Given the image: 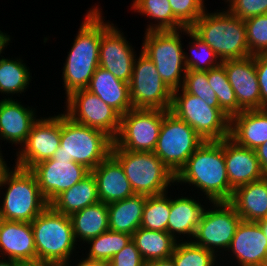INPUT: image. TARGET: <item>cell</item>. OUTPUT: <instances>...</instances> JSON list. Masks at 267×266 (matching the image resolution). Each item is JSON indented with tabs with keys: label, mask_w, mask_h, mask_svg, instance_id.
Listing matches in <instances>:
<instances>
[{
	"label": "cell",
	"mask_w": 267,
	"mask_h": 266,
	"mask_svg": "<svg viewBox=\"0 0 267 266\" xmlns=\"http://www.w3.org/2000/svg\"><path fill=\"white\" fill-rule=\"evenodd\" d=\"M94 5L87 10L78 28L73 45L63 63L62 79L65 96L86 89L99 67V48L103 32L112 24L105 21L102 7ZM105 21V22H104Z\"/></svg>",
	"instance_id": "obj_1"
},
{
	"label": "cell",
	"mask_w": 267,
	"mask_h": 266,
	"mask_svg": "<svg viewBox=\"0 0 267 266\" xmlns=\"http://www.w3.org/2000/svg\"><path fill=\"white\" fill-rule=\"evenodd\" d=\"M194 187L206 202H229L234 189L230 186L225 159L224 139L205 141L175 175V184ZM200 190V192H199ZM209 200V201H208Z\"/></svg>",
	"instance_id": "obj_2"
},
{
	"label": "cell",
	"mask_w": 267,
	"mask_h": 266,
	"mask_svg": "<svg viewBox=\"0 0 267 266\" xmlns=\"http://www.w3.org/2000/svg\"><path fill=\"white\" fill-rule=\"evenodd\" d=\"M190 29L210 46L221 61L251 56L244 20L225 8L215 12L206 9Z\"/></svg>",
	"instance_id": "obj_3"
},
{
	"label": "cell",
	"mask_w": 267,
	"mask_h": 266,
	"mask_svg": "<svg viewBox=\"0 0 267 266\" xmlns=\"http://www.w3.org/2000/svg\"><path fill=\"white\" fill-rule=\"evenodd\" d=\"M12 166L0 183V191L5 190L0 192L3 198H0V219L31 223L49 203L42 195L35 175L30 170Z\"/></svg>",
	"instance_id": "obj_4"
},
{
	"label": "cell",
	"mask_w": 267,
	"mask_h": 266,
	"mask_svg": "<svg viewBox=\"0 0 267 266\" xmlns=\"http://www.w3.org/2000/svg\"><path fill=\"white\" fill-rule=\"evenodd\" d=\"M31 227L37 261L48 264L69 263L77 256L76 249L81 247L75 240L68 215L58 213L48 206L31 222Z\"/></svg>",
	"instance_id": "obj_5"
},
{
	"label": "cell",
	"mask_w": 267,
	"mask_h": 266,
	"mask_svg": "<svg viewBox=\"0 0 267 266\" xmlns=\"http://www.w3.org/2000/svg\"><path fill=\"white\" fill-rule=\"evenodd\" d=\"M112 144L103 131L78 124L61 112L60 146L52 159H68L92 171L111 153Z\"/></svg>",
	"instance_id": "obj_6"
},
{
	"label": "cell",
	"mask_w": 267,
	"mask_h": 266,
	"mask_svg": "<svg viewBox=\"0 0 267 266\" xmlns=\"http://www.w3.org/2000/svg\"><path fill=\"white\" fill-rule=\"evenodd\" d=\"M182 34L186 35V27L145 32L140 48L154 63L160 77L172 91L182 87L187 71Z\"/></svg>",
	"instance_id": "obj_7"
},
{
	"label": "cell",
	"mask_w": 267,
	"mask_h": 266,
	"mask_svg": "<svg viewBox=\"0 0 267 266\" xmlns=\"http://www.w3.org/2000/svg\"><path fill=\"white\" fill-rule=\"evenodd\" d=\"M111 154L122 165L135 194L152 196L173 190L175 175L154 152L111 148Z\"/></svg>",
	"instance_id": "obj_8"
},
{
	"label": "cell",
	"mask_w": 267,
	"mask_h": 266,
	"mask_svg": "<svg viewBox=\"0 0 267 266\" xmlns=\"http://www.w3.org/2000/svg\"><path fill=\"white\" fill-rule=\"evenodd\" d=\"M170 112L188 123L204 141H220L230 135V117L182 88L173 91Z\"/></svg>",
	"instance_id": "obj_9"
},
{
	"label": "cell",
	"mask_w": 267,
	"mask_h": 266,
	"mask_svg": "<svg viewBox=\"0 0 267 266\" xmlns=\"http://www.w3.org/2000/svg\"><path fill=\"white\" fill-rule=\"evenodd\" d=\"M204 142L188 123L163 110V121L153 152L174 175Z\"/></svg>",
	"instance_id": "obj_10"
},
{
	"label": "cell",
	"mask_w": 267,
	"mask_h": 266,
	"mask_svg": "<svg viewBox=\"0 0 267 266\" xmlns=\"http://www.w3.org/2000/svg\"><path fill=\"white\" fill-rule=\"evenodd\" d=\"M209 206L202 213L192 242L220 259V253L226 254L242 219L229 202H209Z\"/></svg>",
	"instance_id": "obj_11"
},
{
	"label": "cell",
	"mask_w": 267,
	"mask_h": 266,
	"mask_svg": "<svg viewBox=\"0 0 267 266\" xmlns=\"http://www.w3.org/2000/svg\"><path fill=\"white\" fill-rule=\"evenodd\" d=\"M138 54L129 82L133 108L170 111L173 91L162 80L154 63L142 51Z\"/></svg>",
	"instance_id": "obj_12"
},
{
	"label": "cell",
	"mask_w": 267,
	"mask_h": 266,
	"mask_svg": "<svg viewBox=\"0 0 267 266\" xmlns=\"http://www.w3.org/2000/svg\"><path fill=\"white\" fill-rule=\"evenodd\" d=\"M163 121V110L132 108L121 116L120 128L111 148L153 152Z\"/></svg>",
	"instance_id": "obj_13"
},
{
	"label": "cell",
	"mask_w": 267,
	"mask_h": 266,
	"mask_svg": "<svg viewBox=\"0 0 267 266\" xmlns=\"http://www.w3.org/2000/svg\"><path fill=\"white\" fill-rule=\"evenodd\" d=\"M63 113L72 121L98 129L114 140L119 132L121 115L87 89H80L65 97Z\"/></svg>",
	"instance_id": "obj_14"
},
{
	"label": "cell",
	"mask_w": 267,
	"mask_h": 266,
	"mask_svg": "<svg viewBox=\"0 0 267 266\" xmlns=\"http://www.w3.org/2000/svg\"><path fill=\"white\" fill-rule=\"evenodd\" d=\"M61 140V113L39 117L25 143L15 150V166L30 170L34 165L51 159Z\"/></svg>",
	"instance_id": "obj_15"
},
{
	"label": "cell",
	"mask_w": 267,
	"mask_h": 266,
	"mask_svg": "<svg viewBox=\"0 0 267 266\" xmlns=\"http://www.w3.org/2000/svg\"><path fill=\"white\" fill-rule=\"evenodd\" d=\"M30 171L35 175L39 189L48 203L91 173L85 166L74 161L52 158L34 165Z\"/></svg>",
	"instance_id": "obj_16"
},
{
	"label": "cell",
	"mask_w": 267,
	"mask_h": 266,
	"mask_svg": "<svg viewBox=\"0 0 267 266\" xmlns=\"http://www.w3.org/2000/svg\"><path fill=\"white\" fill-rule=\"evenodd\" d=\"M134 48L120 28L112 22L101 36L99 66L111 72L117 79L129 83L137 56Z\"/></svg>",
	"instance_id": "obj_17"
},
{
	"label": "cell",
	"mask_w": 267,
	"mask_h": 266,
	"mask_svg": "<svg viewBox=\"0 0 267 266\" xmlns=\"http://www.w3.org/2000/svg\"><path fill=\"white\" fill-rule=\"evenodd\" d=\"M226 253L235 266H267V237L260 224L241 220Z\"/></svg>",
	"instance_id": "obj_18"
},
{
	"label": "cell",
	"mask_w": 267,
	"mask_h": 266,
	"mask_svg": "<svg viewBox=\"0 0 267 266\" xmlns=\"http://www.w3.org/2000/svg\"><path fill=\"white\" fill-rule=\"evenodd\" d=\"M228 81L238 105L243 110L261 109L260 88L255 69L254 55L243 59L222 61Z\"/></svg>",
	"instance_id": "obj_19"
},
{
	"label": "cell",
	"mask_w": 267,
	"mask_h": 266,
	"mask_svg": "<svg viewBox=\"0 0 267 266\" xmlns=\"http://www.w3.org/2000/svg\"><path fill=\"white\" fill-rule=\"evenodd\" d=\"M16 100V101H15ZM17 99L0 100V140L19 148L25 143L33 124L39 119L37 109ZM38 117V118H37Z\"/></svg>",
	"instance_id": "obj_20"
},
{
	"label": "cell",
	"mask_w": 267,
	"mask_h": 266,
	"mask_svg": "<svg viewBox=\"0 0 267 266\" xmlns=\"http://www.w3.org/2000/svg\"><path fill=\"white\" fill-rule=\"evenodd\" d=\"M0 257L19 263L37 261L30 222L0 219Z\"/></svg>",
	"instance_id": "obj_21"
},
{
	"label": "cell",
	"mask_w": 267,
	"mask_h": 266,
	"mask_svg": "<svg viewBox=\"0 0 267 266\" xmlns=\"http://www.w3.org/2000/svg\"><path fill=\"white\" fill-rule=\"evenodd\" d=\"M224 159L229 184L233 189L265 177L255 150L239 146L229 137L224 139Z\"/></svg>",
	"instance_id": "obj_22"
},
{
	"label": "cell",
	"mask_w": 267,
	"mask_h": 266,
	"mask_svg": "<svg viewBox=\"0 0 267 266\" xmlns=\"http://www.w3.org/2000/svg\"><path fill=\"white\" fill-rule=\"evenodd\" d=\"M91 173L100 202L108 204L135 195L122 165L111 153Z\"/></svg>",
	"instance_id": "obj_23"
},
{
	"label": "cell",
	"mask_w": 267,
	"mask_h": 266,
	"mask_svg": "<svg viewBox=\"0 0 267 266\" xmlns=\"http://www.w3.org/2000/svg\"><path fill=\"white\" fill-rule=\"evenodd\" d=\"M181 195L178 194L175 198L171 195L168 233L177 242L184 240L192 241L202 213L207 206L201 204L202 202L199 201V197L196 198L195 195L193 197Z\"/></svg>",
	"instance_id": "obj_24"
},
{
	"label": "cell",
	"mask_w": 267,
	"mask_h": 266,
	"mask_svg": "<svg viewBox=\"0 0 267 266\" xmlns=\"http://www.w3.org/2000/svg\"><path fill=\"white\" fill-rule=\"evenodd\" d=\"M229 138L253 150L264 144L267 141V108L243 110L232 116Z\"/></svg>",
	"instance_id": "obj_25"
},
{
	"label": "cell",
	"mask_w": 267,
	"mask_h": 266,
	"mask_svg": "<svg viewBox=\"0 0 267 266\" xmlns=\"http://www.w3.org/2000/svg\"><path fill=\"white\" fill-rule=\"evenodd\" d=\"M229 203L243 221L267 219V177L234 189Z\"/></svg>",
	"instance_id": "obj_26"
},
{
	"label": "cell",
	"mask_w": 267,
	"mask_h": 266,
	"mask_svg": "<svg viewBox=\"0 0 267 266\" xmlns=\"http://www.w3.org/2000/svg\"><path fill=\"white\" fill-rule=\"evenodd\" d=\"M86 89L97 95L121 116L133 108L129 83L117 79L111 72L100 66L96 69Z\"/></svg>",
	"instance_id": "obj_27"
},
{
	"label": "cell",
	"mask_w": 267,
	"mask_h": 266,
	"mask_svg": "<svg viewBox=\"0 0 267 266\" xmlns=\"http://www.w3.org/2000/svg\"><path fill=\"white\" fill-rule=\"evenodd\" d=\"M99 201L97 183L90 173L83 180L56 196L49 206L58 213L70 216Z\"/></svg>",
	"instance_id": "obj_28"
},
{
	"label": "cell",
	"mask_w": 267,
	"mask_h": 266,
	"mask_svg": "<svg viewBox=\"0 0 267 266\" xmlns=\"http://www.w3.org/2000/svg\"><path fill=\"white\" fill-rule=\"evenodd\" d=\"M145 203L146 196L138 194L108 203L109 229L132 235L141 225Z\"/></svg>",
	"instance_id": "obj_29"
},
{
	"label": "cell",
	"mask_w": 267,
	"mask_h": 266,
	"mask_svg": "<svg viewBox=\"0 0 267 266\" xmlns=\"http://www.w3.org/2000/svg\"><path fill=\"white\" fill-rule=\"evenodd\" d=\"M76 242L82 245L89 239L97 237L109 230L108 207L106 203L98 202L77 211L70 216Z\"/></svg>",
	"instance_id": "obj_30"
},
{
	"label": "cell",
	"mask_w": 267,
	"mask_h": 266,
	"mask_svg": "<svg viewBox=\"0 0 267 266\" xmlns=\"http://www.w3.org/2000/svg\"><path fill=\"white\" fill-rule=\"evenodd\" d=\"M132 241L146 263L169 259L178 243L168 232L147 230L142 227L132 234Z\"/></svg>",
	"instance_id": "obj_31"
},
{
	"label": "cell",
	"mask_w": 267,
	"mask_h": 266,
	"mask_svg": "<svg viewBox=\"0 0 267 266\" xmlns=\"http://www.w3.org/2000/svg\"><path fill=\"white\" fill-rule=\"evenodd\" d=\"M21 58L15 56L14 58L4 56L0 58V94H4V99H14L15 94L18 97L22 93L24 95L32 83L30 68Z\"/></svg>",
	"instance_id": "obj_32"
},
{
	"label": "cell",
	"mask_w": 267,
	"mask_h": 266,
	"mask_svg": "<svg viewBox=\"0 0 267 266\" xmlns=\"http://www.w3.org/2000/svg\"><path fill=\"white\" fill-rule=\"evenodd\" d=\"M130 9L149 18L144 32L179 30L185 26L174 16L168 0H133ZM151 18V19H150Z\"/></svg>",
	"instance_id": "obj_33"
},
{
	"label": "cell",
	"mask_w": 267,
	"mask_h": 266,
	"mask_svg": "<svg viewBox=\"0 0 267 266\" xmlns=\"http://www.w3.org/2000/svg\"><path fill=\"white\" fill-rule=\"evenodd\" d=\"M132 240V235L108 230L89 239L84 245L89 249L82 255L89 260L109 262L113 256ZM90 245V246H89ZM89 246V247H88Z\"/></svg>",
	"instance_id": "obj_34"
},
{
	"label": "cell",
	"mask_w": 267,
	"mask_h": 266,
	"mask_svg": "<svg viewBox=\"0 0 267 266\" xmlns=\"http://www.w3.org/2000/svg\"><path fill=\"white\" fill-rule=\"evenodd\" d=\"M186 35L191 39L187 44L189 54L184 50L187 70L208 71L222 64V61L210 46L200 39L190 28L186 27Z\"/></svg>",
	"instance_id": "obj_35"
},
{
	"label": "cell",
	"mask_w": 267,
	"mask_h": 266,
	"mask_svg": "<svg viewBox=\"0 0 267 266\" xmlns=\"http://www.w3.org/2000/svg\"><path fill=\"white\" fill-rule=\"evenodd\" d=\"M158 195L146 196L143 217L140 227L168 232V221L171 207V191ZM170 195V197H168Z\"/></svg>",
	"instance_id": "obj_36"
},
{
	"label": "cell",
	"mask_w": 267,
	"mask_h": 266,
	"mask_svg": "<svg viewBox=\"0 0 267 266\" xmlns=\"http://www.w3.org/2000/svg\"><path fill=\"white\" fill-rule=\"evenodd\" d=\"M208 83L215 92L220 109L228 116L239 114L243 109L238 105L235 92L230 85L225 67L221 64L207 71Z\"/></svg>",
	"instance_id": "obj_37"
},
{
	"label": "cell",
	"mask_w": 267,
	"mask_h": 266,
	"mask_svg": "<svg viewBox=\"0 0 267 266\" xmlns=\"http://www.w3.org/2000/svg\"><path fill=\"white\" fill-rule=\"evenodd\" d=\"M170 258L176 266H221L220 260L223 261L222 266H225V257L219 259L213 252L192 241H179Z\"/></svg>",
	"instance_id": "obj_38"
},
{
	"label": "cell",
	"mask_w": 267,
	"mask_h": 266,
	"mask_svg": "<svg viewBox=\"0 0 267 266\" xmlns=\"http://www.w3.org/2000/svg\"><path fill=\"white\" fill-rule=\"evenodd\" d=\"M181 88L189 94L198 96L208 106L220 108L216 94L208 83L207 71L187 70Z\"/></svg>",
	"instance_id": "obj_39"
},
{
	"label": "cell",
	"mask_w": 267,
	"mask_h": 266,
	"mask_svg": "<svg viewBox=\"0 0 267 266\" xmlns=\"http://www.w3.org/2000/svg\"><path fill=\"white\" fill-rule=\"evenodd\" d=\"M244 23L250 55L267 54V15L251 17Z\"/></svg>",
	"instance_id": "obj_40"
},
{
	"label": "cell",
	"mask_w": 267,
	"mask_h": 266,
	"mask_svg": "<svg viewBox=\"0 0 267 266\" xmlns=\"http://www.w3.org/2000/svg\"><path fill=\"white\" fill-rule=\"evenodd\" d=\"M174 16L190 28L207 9L205 0H168Z\"/></svg>",
	"instance_id": "obj_41"
},
{
	"label": "cell",
	"mask_w": 267,
	"mask_h": 266,
	"mask_svg": "<svg viewBox=\"0 0 267 266\" xmlns=\"http://www.w3.org/2000/svg\"><path fill=\"white\" fill-rule=\"evenodd\" d=\"M225 7L231 14L241 18L249 19L267 12V0H229Z\"/></svg>",
	"instance_id": "obj_42"
},
{
	"label": "cell",
	"mask_w": 267,
	"mask_h": 266,
	"mask_svg": "<svg viewBox=\"0 0 267 266\" xmlns=\"http://www.w3.org/2000/svg\"><path fill=\"white\" fill-rule=\"evenodd\" d=\"M109 266H146L135 243L131 240L108 262Z\"/></svg>",
	"instance_id": "obj_43"
},
{
	"label": "cell",
	"mask_w": 267,
	"mask_h": 266,
	"mask_svg": "<svg viewBox=\"0 0 267 266\" xmlns=\"http://www.w3.org/2000/svg\"><path fill=\"white\" fill-rule=\"evenodd\" d=\"M255 69L260 88L261 109L267 108V54L254 55Z\"/></svg>",
	"instance_id": "obj_44"
},
{
	"label": "cell",
	"mask_w": 267,
	"mask_h": 266,
	"mask_svg": "<svg viewBox=\"0 0 267 266\" xmlns=\"http://www.w3.org/2000/svg\"><path fill=\"white\" fill-rule=\"evenodd\" d=\"M255 150L258 157L261 170L265 177H267V141L264 144L258 146Z\"/></svg>",
	"instance_id": "obj_45"
},
{
	"label": "cell",
	"mask_w": 267,
	"mask_h": 266,
	"mask_svg": "<svg viewBox=\"0 0 267 266\" xmlns=\"http://www.w3.org/2000/svg\"><path fill=\"white\" fill-rule=\"evenodd\" d=\"M77 258H79V259H77ZM74 259L75 258H73L72 261H70L68 263L70 266H109L108 262L97 261V260H89V259H86L84 256L82 258H80L79 256L76 257L77 261H76V259L75 260Z\"/></svg>",
	"instance_id": "obj_46"
},
{
	"label": "cell",
	"mask_w": 267,
	"mask_h": 266,
	"mask_svg": "<svg viewBox=\"0 0 267 266\" xmlns=\"http://www.w3.org/2000/svg\"><path fill=\"white\" fill-rule=\"evenodd\" d=\"M10 41L11 36L8 35V33L2 32L0 30V58L2 57V53H4V50L7 49V46L10 45Z\"/></svg>",
	"instance_id": "obj_47"
},
{
	"label": "cell",
	"mask_w": 267,
	"mask_h": 266,
	"mask_svg": "<svg viewBox=\"0 0 267 266\" xmlns=\"http://www.w3.org/2000/svg\"><path fill=\"white\" fill-rule=\"evenodd\" d=\"M2 148L0 147V183L2 182L5 174L11 169V167H9L8 163L6 162V160L4 159L5 154H2Z\"/></svg>",
	"instance_id": "obj_48"
},
{
	"label": "cell",
	"mask_w": 267,
	"mask_h": 266,
	"mask_svg": "<svg viewBox=\"0 0 267 266\" xmlns=\"http://www.w3.org/2000/svg\"><path fill=\"white\" fill-rule=\"evenodd\" d=\"M146 266H176L171 258L165 260H154L146 263Z\"/></svg>",
	"instance_id": "obj_49"
},
{
	"label": "cell",
	"mask_w": 267,
	"mask_h": 266,
	"mask_svg": "<svg viewBox=\"0 0 267 266\" xmlns=\"http://www.w3.org/2000/svg\"><path fill=\"white\" fill-rule=\"evenodd\" d=\"M17 261L13 260V259H6V258H2L0 257V266H18Z\"/></svg>",
	"instance_id": "obj_50"
},
{
	"label": "cell",
	"mask_w": 267,
	"mask_h": 266,
	"mask_svg": "<svg viewBox=\"0 0 267 266\" xmlns=\"http://www.w3.org/2000/svg\"><path fill=\"white\" fill-rule=\"evenodd\" d=\"M18 266H47V263H43L40 261L24 262V263H18Z\"/></svg>",
	"instance_id": "obj_51"
},
{
	"label": "cell",
	"mask_w": 267,
	"mask_h": 266,
	"mask_svg": "<svg viewBox=\"0 0 267 266\" xmlns=\"http://www.w3.org/2000/svg\"><path fill=\"white\" fill-rule=\"evenodd\" d=\"M258 223L260 224V226L264 232V235L267 237V219L258 221Z\"/></svg>",
	"instance_id": "obj_52"
},
{
	"label": "cell",
	"mask_w": 267,
	"mask_h": 266,
	"mask_svg": "<svg viewBox=\"0 0 267 266\" xmlns=\"http://www.w3.org/2000/svg\"><path fill=\"white\" fill-rule=\"evenodd\" d=\"M47 266H70L68 263H56V264H48Z\"/></svg>",
	"instance_id": "obj_53"
}]
</instances>
